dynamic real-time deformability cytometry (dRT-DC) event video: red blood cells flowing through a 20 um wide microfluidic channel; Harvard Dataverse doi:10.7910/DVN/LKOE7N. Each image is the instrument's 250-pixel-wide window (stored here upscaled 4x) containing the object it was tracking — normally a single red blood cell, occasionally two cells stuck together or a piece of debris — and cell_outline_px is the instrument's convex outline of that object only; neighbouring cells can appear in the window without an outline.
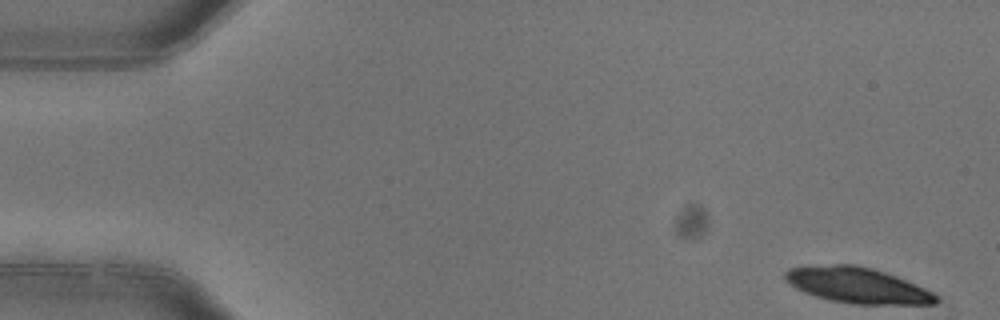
{"species": "common noctule bat (a hibernating species)", "species_latin": "Nyctalus noctula", "temperature_condition": "warm", "stored_images_in_passage": 5, "camera_frame_rate_fps": 3000, "um_per_image_px": 0.085, "animal": {"sex": "female"}, "frame": {"image": 1, "passage_image": 1, "time_ms": 0.0, "image_size_px": [1000, 320], "cell_outline_px": [[940, 300], [936, 304], [852, 304], [828, 300], [804, 292], [788, 284], [784, 280], [784, 272], [788, 268], [832, 264], [856, 264], [872, 268], [896, 276], [916, 284], [932, 292]], "centroid_in_image_um": [72.85, 24.25], "position_along_channel_um": 12.1, "area_um2": 31.44}}